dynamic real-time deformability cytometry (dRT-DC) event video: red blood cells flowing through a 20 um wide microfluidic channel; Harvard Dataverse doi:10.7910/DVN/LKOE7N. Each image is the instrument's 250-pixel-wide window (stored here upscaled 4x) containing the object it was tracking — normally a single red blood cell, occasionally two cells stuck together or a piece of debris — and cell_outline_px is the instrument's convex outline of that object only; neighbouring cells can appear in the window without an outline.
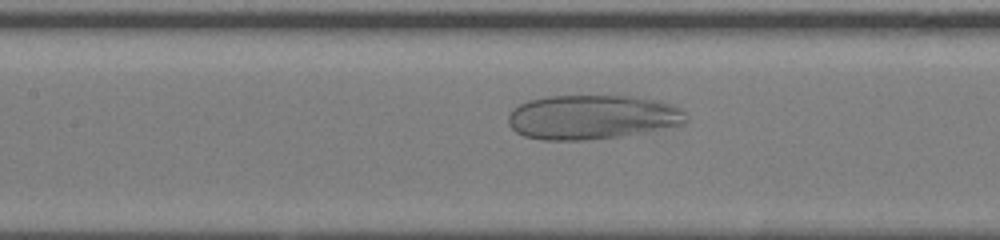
{"species": "human", "species_latin": "Homo sapiens", "temperature_condition": "room temperature", "stored_images_in_passage": 37, "camera_frame_rate_fps": 3000, "um_per_image_px": 0.085, "donor": {"sex": "female"}, "frame": {"image": 1, "passage_image": 12, "time_ms": 3.667, "image_size_px": [1000, 240], "cell_outline_px": [[688, 120], [680, 124], [620, 136], [584, 140], [544, 140], [524, 136], [516, 132], [508, 124], [508, 116], [512, 108], [528, 100], [548, 96], [636, 96], [660, 100], [684, 112]], "centroid_in_image_um": [50.25, 9.94], "position_along_channel_um": 157.1, "area_um2": 45.66}}
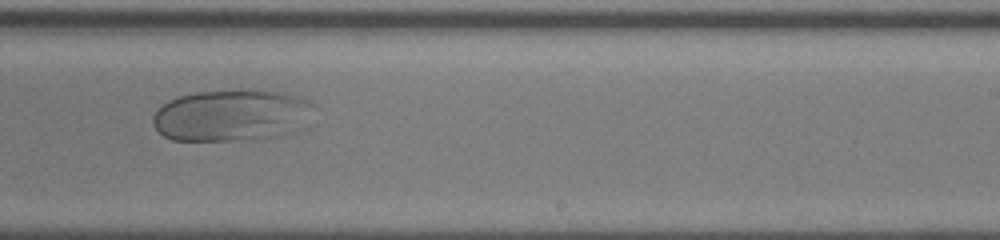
{"frame": {"image": 2, "passage_image": 20, "time_ms": 6.333, "image_size_px": [1000, 240], "cell_outline_px": [[320, 108], [292, 132], [260, 140], [172, 140], [164, 136], [152, 124], [152, 116], [168, 100], [180, 96], [196, 92], [284, 92], [300, 96], [308, 100]], "centroid_in_image_um": [19.72, 9.83], "position_along_channel_um": 269.3, "area_um2": 48.09}}
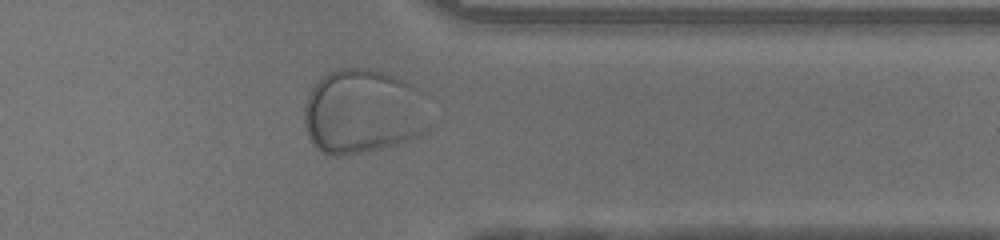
{"frame": {"image": 3, "passage_image": 28, "time_ms": 9.0, "image_size_px": [1000, 240], "cell_outline_px": [[432, 124], [420, 136], [396, 144], [380, 148], [340, 156], [332, 156], [320, 152], [312, 144], [304, 128], [304, 104], [308, 92], [320, 76], [328, 72], [340, 68], [372, 68], [384, 72], [428, 92]], "centroid_in_image_um": [30.91, 9.47], "position_along_channel_um": 380.5, "area_um2": 63.7}}